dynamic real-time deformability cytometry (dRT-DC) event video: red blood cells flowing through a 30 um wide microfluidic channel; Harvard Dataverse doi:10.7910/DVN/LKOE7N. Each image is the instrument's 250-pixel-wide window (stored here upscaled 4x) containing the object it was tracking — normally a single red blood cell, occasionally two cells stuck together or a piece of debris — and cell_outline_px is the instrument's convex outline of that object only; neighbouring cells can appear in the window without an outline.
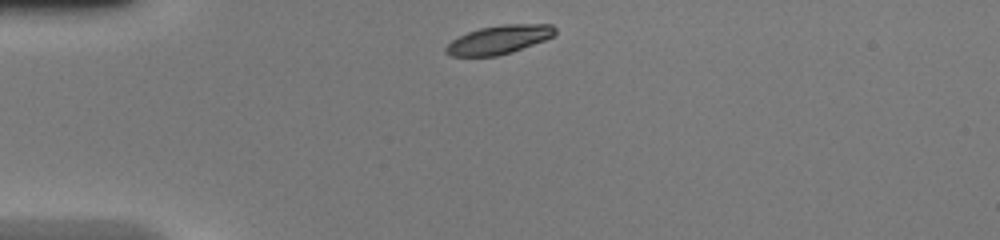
{"species": "common noctule bat (a hibernating species)", "species_latin": "Nyctalus noctula", "temperature_condition": "warm", "stored_images_in_passage": 38, "camera_frame_rate_fps": 3000, "um_per_image_px": 0.085, "animal": {"sex": "female", "body_mass_g": 20.0, "forearm_length_mm": 54.0}, "frame": {"image": 1, "passage_image": 1, "time_ms": 0.0, "image_size_px": [1000, 240], "cell_outline_px": [[556, 32], [552, 36], [544, 40], [512, 52], [496, 56], [452, 56], [444, 52], [444, 48], [452, 40], [468, 32], [480, 28], [504, 24], [552, 24], [556, 28]], "centroid_in_image_um": [42.41, 3.37], "position_along_channel_um": 42.6, "area_um2": 18.09}}
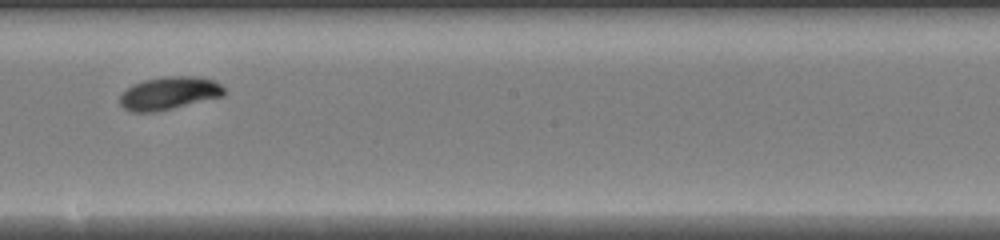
{"frame": {"image": 2, "passage_image": 17, "time_ms": 5.333, "image_size_px": [1000, 240], "cell_outline_px": [[224, 96], [156, 112], [128, 112], [120, 104], [120, 96], [132, 84], [144, 80], [164, 76], [196, 76], [216, 80], [224, 88]], "centroid_in_image_um": [14.38, 7.92], "position_along_channel_um": 233.8, "area_um2": 20.11}}
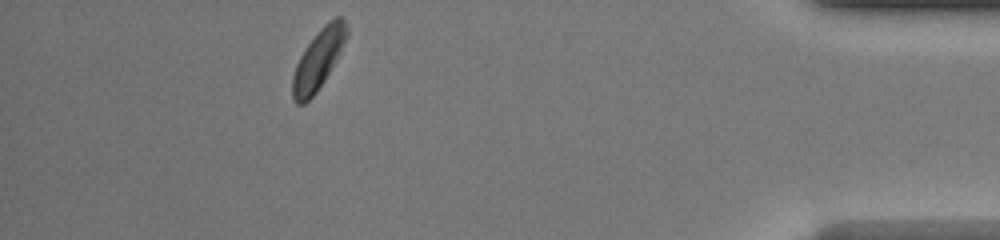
{"frame": {"image": 3, "passage_image": 33, "time_ms": 10.667, "image_size_px": [1000, 240], "cell_outline_px": [[348, 36], [340, 52], [324, 80], [316, 92], [304, 104], [296, 104], [292, 100], [292, 76], [296, 64], [304, 48], [316, 32], [328, 20], [336, 16], [340, 16], [344, 20], [348, 28]], "centroid_in_image_um": [27.04, 5.03], "position_along_channel_um": 408.2, "area_um2": 18.9}, "authors_computed_cell_mechanics": {"area_um2": 19.1029, "velocity_mm_per_s": 4.1951, "shape_relaxation_time_tau1_ms": 1.8239, "shape_relaxation_time_tau2_ms": null, "deformation_change_tau1": 0.1451, "deformation_change_tau2": null}}